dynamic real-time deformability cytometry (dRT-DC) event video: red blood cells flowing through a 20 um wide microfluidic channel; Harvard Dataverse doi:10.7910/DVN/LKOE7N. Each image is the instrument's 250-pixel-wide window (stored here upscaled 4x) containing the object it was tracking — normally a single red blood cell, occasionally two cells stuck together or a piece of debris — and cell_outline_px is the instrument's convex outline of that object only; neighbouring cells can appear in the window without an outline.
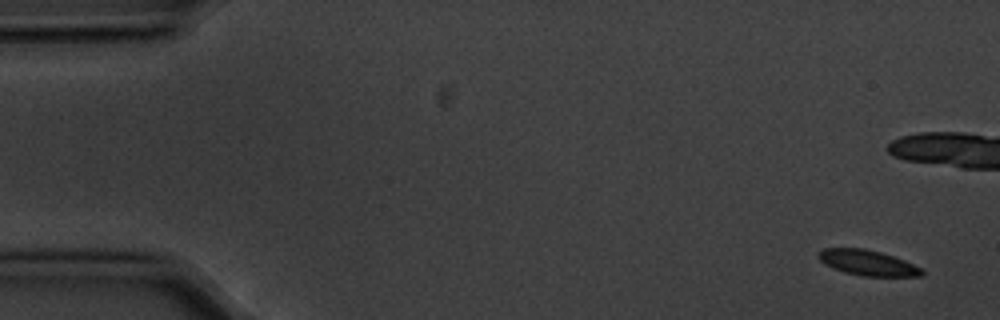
{"species": "common noctule bat (a hibernating species)", "species_latin": "Nyctalus noctula", "temperature_condition": "cold", "stored_images_in_passage": 5, "camera_frame_rate_fps": 3000, "um_per_image_px": 0.085, "animal": {"sex": "male", "body_mass_g": 20.1, "forearm_length_mm": 53.5}, "frame": {"image": 1, "passage_image": 1, "time_ms": 0.0, "image_size_px": [1000, 320], "cell_outline_px": [[924, 276], [860, 276], [844, 272], [832, 268], [824, 264], [816, 256], [824, 248], [864, 248], [880, 252], [904, 260], [920, 268], [924, 272]], "centroid_in_image_um": [73.72, 22.34], "position_along_channel_um": 11.3, "area_um2": 15.26}}